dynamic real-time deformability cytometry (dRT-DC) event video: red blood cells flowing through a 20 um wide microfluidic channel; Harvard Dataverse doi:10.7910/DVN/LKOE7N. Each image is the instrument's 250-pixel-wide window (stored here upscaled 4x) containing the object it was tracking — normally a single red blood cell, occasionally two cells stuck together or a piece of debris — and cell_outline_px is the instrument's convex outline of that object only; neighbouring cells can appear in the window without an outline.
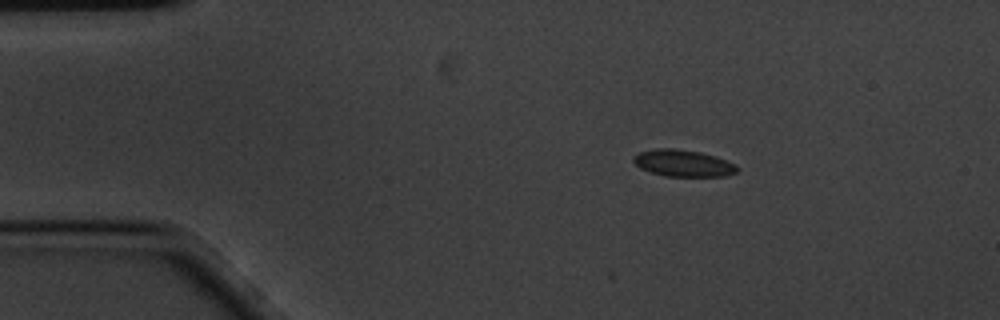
{"species": "common noctule bat (a hibernating species)", "species_latin": "Nyctalus noctula", "temperature_condition": "cold", "stored_images_in_passage": 2, "camera_frame_rate_fps": 3000, "um_per_image_px": 0.085, "animal": {"sex": "male", "body_mass_g": 20.1, "forearm_length_mm": 53.5}, "frame": {"image": 1, "passage_image": 1, "time_ms": 0.0, "image_size_px": [1000, 320], "cell_outline_px": [[740, 168], [736, 172], [724, 176], [664, 176], [640, 168], [632, 160], [632, 156], [640, 152], [656, 148], [672, 148], [700, 152], [736, 164]], "centroid_in_image_um": [58.04, 13.87], "position_along_channel_um": 27.0, "area_um2": 16.01}}